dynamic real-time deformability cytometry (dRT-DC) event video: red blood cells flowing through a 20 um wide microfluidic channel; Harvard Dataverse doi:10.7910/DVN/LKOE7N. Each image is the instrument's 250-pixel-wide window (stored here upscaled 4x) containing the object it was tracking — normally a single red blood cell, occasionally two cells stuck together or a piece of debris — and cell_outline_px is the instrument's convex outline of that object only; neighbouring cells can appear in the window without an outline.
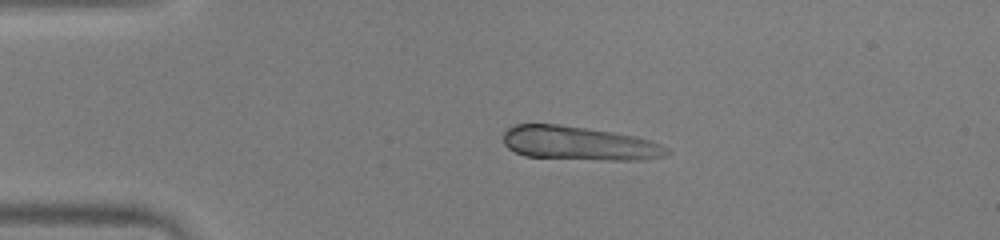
{"species": "human", "species_latin": "Homo sapiens", "temperature_condition": "warm", "stored_images_in_passage": 41, "camera_frame_rate_fps": 3000, "um_per_image_px": 0.085, "donor": {"sex": "male"}, "frame": {"image": 1, "passage_image": 1, "time_ms": 0.0, "image_size_px": [1000, 240], "cell_outline_px": [[672, 152], [668, 156], [644, 160], [604, 160], [524, 156], [508, 148], [504, 144], [504, 132], [508, 128], [516, 124], [560, 124], [612, 132], [636, 136], [660, 144], [668, 148]], "centroid_in_image_um": [49.26, 12.19], "position_along_channel_um": 35.7, "area_um2": 32.37}}
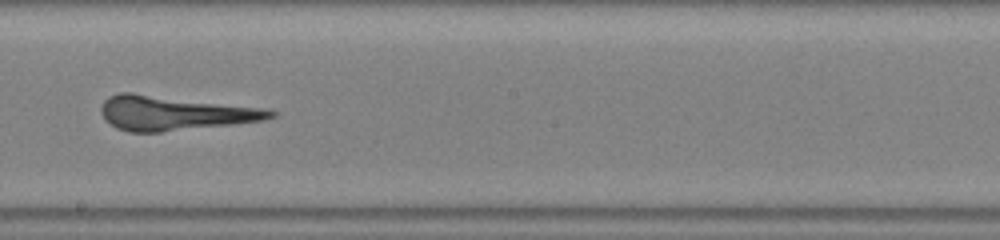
{"frame": {"image": 2, "passage_image": 19, "time_ms": 6.0, "image_size_px": [1000, 240], "cell_outline_px": [[276, 116], [264, 120], [160, 132], [128, 132], [116, 128], [100, 112], [100, 108], [104, 100], [108, 96], [120, 92], [132, 92], [264, 108], [276, 112]], "centroid_in_image_um": [14.78, 9.6], "position_along_channel_um": 233.4, "area_um2": 33.7}}
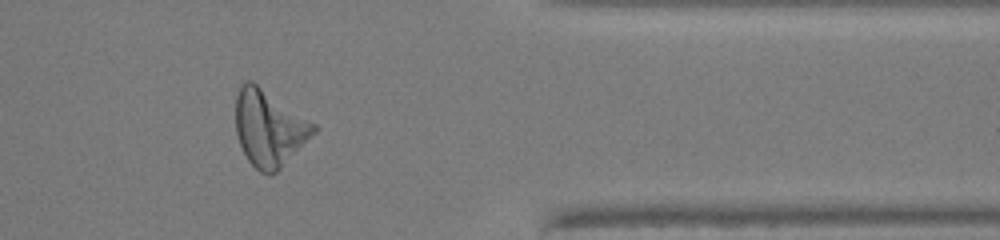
{"frame": {"image": 3, "passage_image": 32, "time_ms": 10.333, "image_size_px": [1000, 240], "cell_outline_px": [[316, 132], [276, 172], [268, 176], [260, 172], [248, 160], [240, 144], [236, 132], [236, 96], [240, 84], [244, 80], [252, 80], [316, 124]], "centroid_in_image_um": [22.85, 10.87], "position_along_channel_um": 388.5, "area_um2": 34.45}}